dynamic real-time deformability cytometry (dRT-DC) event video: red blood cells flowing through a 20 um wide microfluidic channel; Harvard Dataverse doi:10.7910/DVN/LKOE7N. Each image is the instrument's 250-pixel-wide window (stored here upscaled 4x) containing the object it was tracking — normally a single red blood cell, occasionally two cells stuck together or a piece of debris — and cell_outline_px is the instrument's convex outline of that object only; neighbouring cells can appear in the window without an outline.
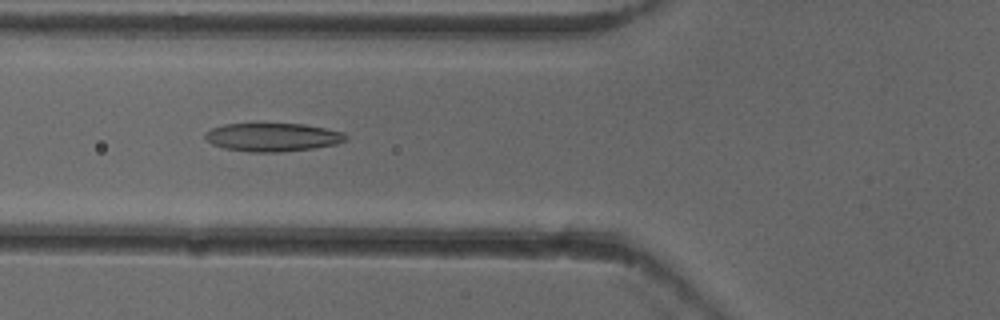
{"species": "common noctule bat (a hibernating species)", "species_latin": "Nyctalus noctula", "temperature_condition": "cold", "stored_images_in_passage": 52, "camera_frame_rate_fps": 3000, "um_per_image_px": 0.085, "animal": {"sex": "female"}, "frame": {"image": 1, "passage_image": 20, "time_ms": 6.333, "image_size_px": [1000, 320], "cell_outline_px": [[348, 136], [344, 140], [336, 144], [312, 148], [280, 152], [248, 152], [224, 148], [212, 144], [204, 136], [204, 132], [212, 128], [224, 124], [304, 124], [344, 132]], "centroid_in_image_um": [23.15, 11.66], "position_along_channel_um": 102.7, "area_um2": 23.12}}
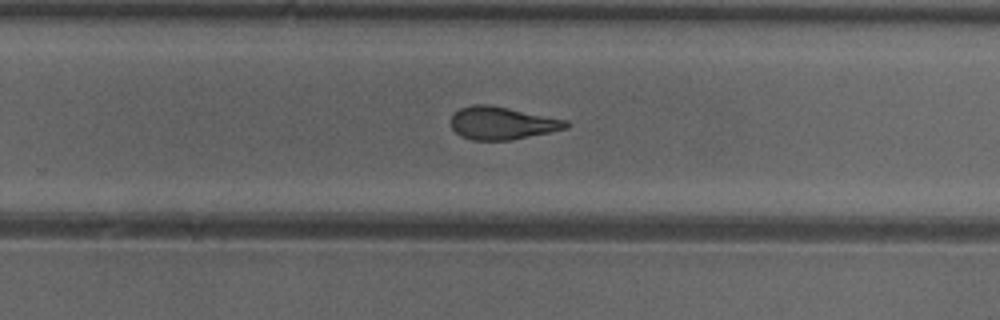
{"frame": {"image": 2, "passage_image": 34, "time_ms": 11.0, "image_size_px": [1000, 320], "cell_outline_px": [[572, 124], [568, 128], [512, 140], [472, 140], [460, 136], [452, 128], [452, 116], [460, 108], [472, 104], [488, 104], [568, 120]], "centroid_in_image_um": [42.7, 10.47], "position_along_channel_um": 287.1, "area_um2": 21.96}}
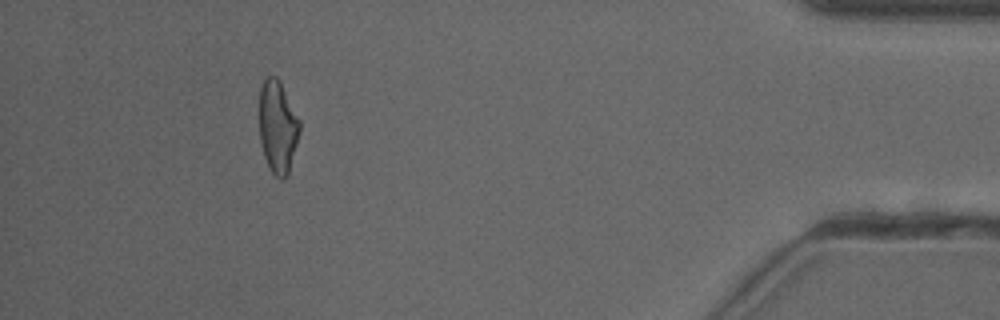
{"frame": {"image": 3, "passage_image": 48, "time_ms": 15.667, "image_size_px": [1000, 320], "cell_outline_px": [[300, 132], [288, 172], [284, 180], [280, 180], [268, 168], [264, 156], [260, 140], [260, 88], [264, 80], [268, 76], [276, 76], [280, 80], [300, 120]], "centroid_in_image_um": [23.61, 10.78], "position_along_channel_um": 411.6, "area_um2": 21.73}, "authors_computed_cell_mechanics": {"area_um2": 22.8599, "velocity_mm_per_s": 3.9472, "shape_relaxation_time_tau1_ms": 7.0774, "shape_relaxation_time_tau2_ms": 2.388, "deformation_change_tau1": 0.1966, "deformation_change_tau2": 0.1177}}